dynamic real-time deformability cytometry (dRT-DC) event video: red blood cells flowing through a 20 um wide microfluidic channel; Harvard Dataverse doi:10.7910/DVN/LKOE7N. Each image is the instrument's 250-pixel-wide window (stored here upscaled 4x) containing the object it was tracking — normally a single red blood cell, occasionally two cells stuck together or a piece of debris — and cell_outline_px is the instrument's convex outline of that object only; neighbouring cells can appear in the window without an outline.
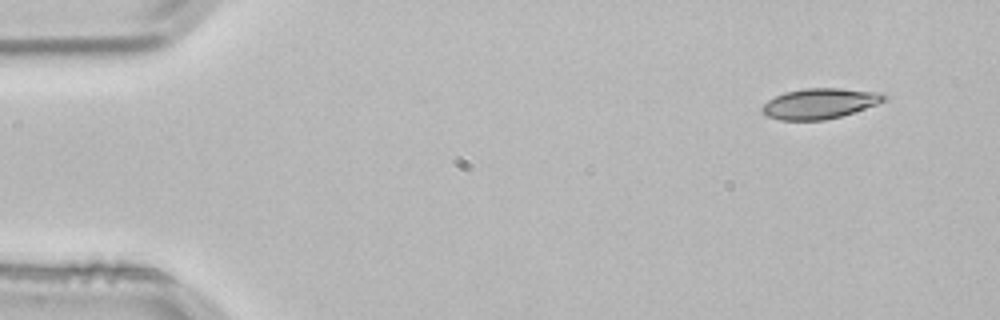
{"species": "common noctule bat (a hibernating species)", "species_latin": "Nyctalus noctula", "temperature_condition": "room temperature", "stored_images_in_passage": 5, "segment_of_instrument_passage": [2, 2], "camera_frame_rate_fps": 3000, "um_per_image_px": 0.085, "animal": {"sex": "male", "body_mass_g": 21.5, "forearm_length_mm": 52.0}, "frame": {"image": 1, "passage_image": 5, "time_ms": 1.333, "image_size_px": [1000, 320], "cell_outline_px": [[888, 96], [884, 100], [876, 104], [840, 116], [824, 120], [780, 120], [768, 116], [760, 108], [768, 100], [784, 92], [804, 88], [840, 88], [880, 92]], "centroid_in_image_um": [69.66, 8.79], "position_along_channel_um": 15.3, "area_um2": 21.39}}